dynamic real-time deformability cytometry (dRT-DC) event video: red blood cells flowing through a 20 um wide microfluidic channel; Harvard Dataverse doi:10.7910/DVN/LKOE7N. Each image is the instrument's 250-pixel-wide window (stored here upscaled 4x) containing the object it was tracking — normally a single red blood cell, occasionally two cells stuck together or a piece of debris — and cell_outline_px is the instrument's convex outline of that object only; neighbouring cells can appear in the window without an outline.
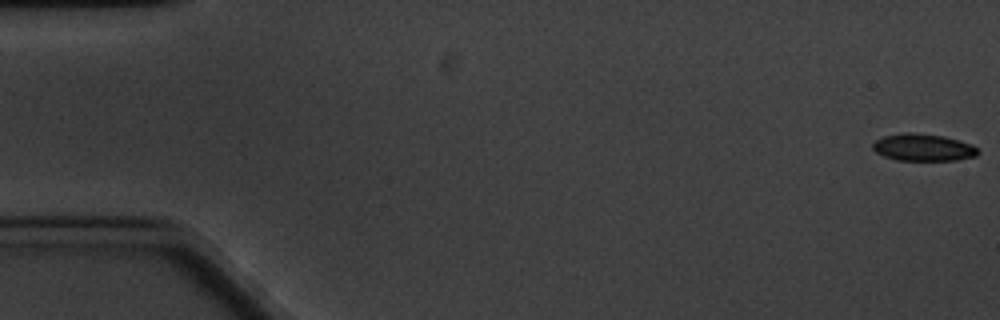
{"species": "common noctule bat (a hibernating species)", "species_latin": "Nyctalus noctula", "temperature_condition": "cold", "stored_images_in_passage": 5, "camera_frame_rate_fps": 3000, "um_per_image_px": 0.085, "animal": {"sex": "male", "body_mass_g": 20.1, "forearm_length_mm": 53.5}, "frame": {"image": 1, "passage_image": 1, "time_ms": 0.0, "image_size_px": [1000, 320], "cell_outline_px": [[980, 152], [976, 156], [956, 160], [896, 160], [884, 156], [876, 152], [872, 148], [872, 144], [876, 140], [884, 136], [908, 132], [912, 132], [944, 136], [972, 144]], "centroid_in_image_um": [78.47, 12.53], "position_along_channel_um": 6.5, "area_um2": 16.59}}